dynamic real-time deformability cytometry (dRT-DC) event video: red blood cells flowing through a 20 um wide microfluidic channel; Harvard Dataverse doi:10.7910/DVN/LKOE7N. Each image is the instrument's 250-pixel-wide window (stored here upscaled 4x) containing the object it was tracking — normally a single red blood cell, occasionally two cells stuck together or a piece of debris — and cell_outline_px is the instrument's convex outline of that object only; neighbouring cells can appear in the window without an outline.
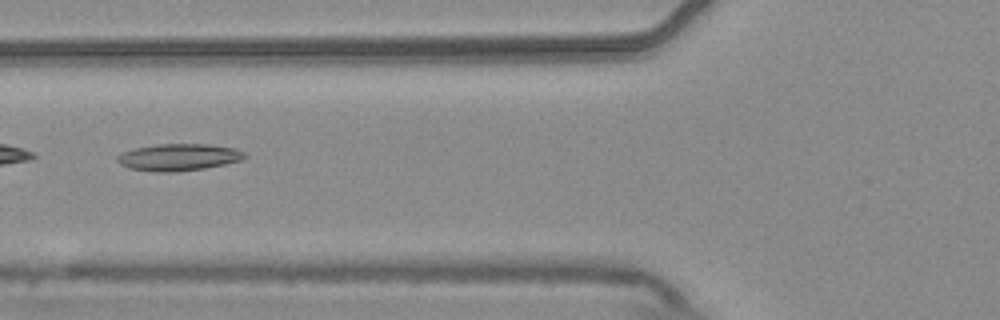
{"species": "common noctule bat (a hibernating species)", "species_latin": "Nyctalus noctula", "temperature_condition": "warm", "stored_images_in_passage": 38, "camera_frame_rate_fps": 3000, "um_per_image_px": 0.085, "animal": {"sex": "male", "body_mass_g": 20.4}, "frame": {"image": 1, "passage_image": 6, "time_ms": 1.667, "image_size_px": [1000, 320], "cell_outline_px": [[248, 156], [244, 160], [204, 168], [180, 172], [156, 172], [128, 168], [120, 164], [116, 160], [116, 156], [124, 152], [136, 148], [156, 144], [208, 144], [236, 148], [244, 152]], "centroid_in_image_um": [15.21, 13.37], "position_along_channel_um": 110.6, "area_um2": 20.17}}
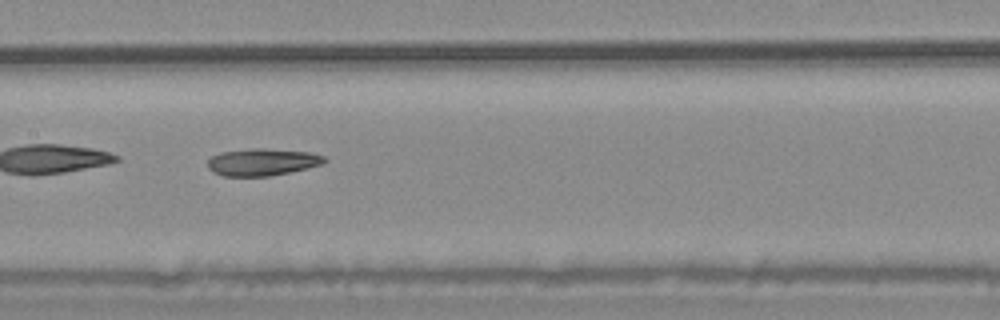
{"frame": {"image": 2, "passage_image": 12, "time_ms": 3.667, "image_size_px": [1000, 320], "cell_outline_px": [[328, 160], [324, 164], [308, 168], [268, 176], [224, 176], [212, 172], [208, 168], [208, 160], [212, 156], [220, 152], [252, 148], [264, 148], [312, 152], [324, 156]], "centroid_in_image_um": [22.32, 13.77], "position_along_channel_um": 185.1, "area_um2": 18.61}, "authors_computed_cell_mechanics": {"area_um2": 19.074, "velocity_mm_per_s": 3.7185, "shape_relaxation_time_tau1_ms": null, "shape_relaxation_time_tau2_ms": 7.3038, "deformation_change_tau1": null, "deformation_change_tau2": 0.2078}}